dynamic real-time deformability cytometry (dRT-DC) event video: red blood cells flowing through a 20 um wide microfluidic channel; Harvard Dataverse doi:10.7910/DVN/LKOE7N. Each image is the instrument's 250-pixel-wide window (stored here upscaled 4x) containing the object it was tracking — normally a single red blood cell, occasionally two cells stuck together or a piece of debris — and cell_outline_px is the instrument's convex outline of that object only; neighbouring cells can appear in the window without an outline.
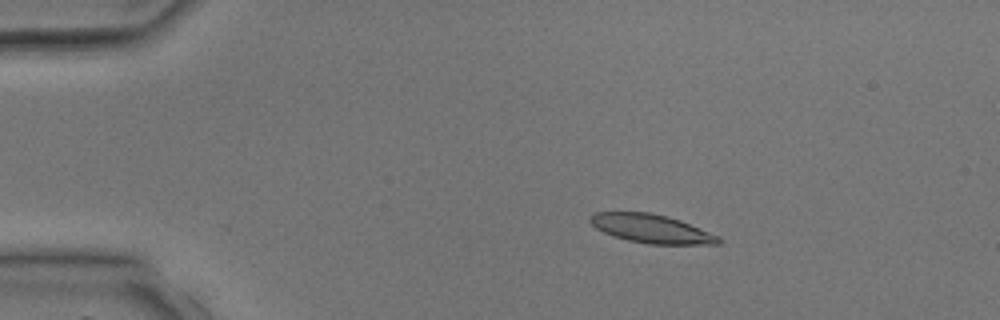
{"species": "common noctule bat (a hibernating species)", "species_latin": "Nyctalus noctula", "temperature_condition": "room temperature", "stored_images_in_passage": 3, "camera_frame_rate_fps": 3000, "um_per_image_px": 0.085, "animal": {"sex": "male", "body_mass_g": 17.9, "forearm_length_mm": 54.2}, "frame": {"image": 1, "passage_image": 2, "time_ms": 1.0, "image_size_px": [1000, 320], "cell_outline_px": [[724, 240], [720, 244], [648, 244], [628, 240], [604, 232], [596, 228], [588, 220], [588, 216], [596, 212], [652, 212], [668, 216], [680, 220], [720, 236]], "centroid_in_image_um": [55.4, 19.43], "position_along_channel_um": 29.6, "area_um2": 21.5}}